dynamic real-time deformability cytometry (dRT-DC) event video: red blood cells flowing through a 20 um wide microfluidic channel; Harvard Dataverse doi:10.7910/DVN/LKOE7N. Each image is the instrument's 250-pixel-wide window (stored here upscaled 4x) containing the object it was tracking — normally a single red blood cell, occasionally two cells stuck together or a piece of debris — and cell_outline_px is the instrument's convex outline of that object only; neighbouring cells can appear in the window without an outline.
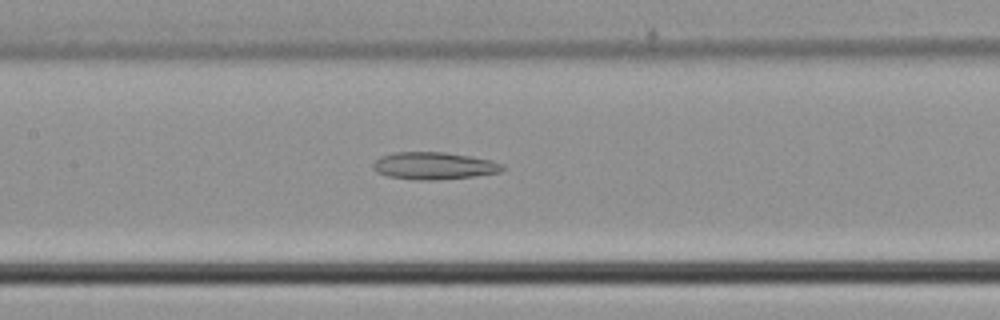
{"species": "common noctule bat (a hibernating species)", "species_latin": "Nyctalus noctula", "temperature_condition": "cold", "stored_images_in_passage": 45, "camera_frame_rate_fps": 3000, "um_per_image_px": 0.085, "animal": {"sex": "male", "body_mass_g": 21.5, "forearm_length_mm": 52.0}, "frame": {"image": 1, "passage_image": 21, "time_ms": 6.667, "image_size_px": [1000, 320], "cell_outline_px": [[504, 168], [500, 172], [472, 176], [436, 180], [416, 180], [388, 176], [376, 172], [372, 168], [372, 164], [376, 160], [384, 156], [396, 152], [444, 152], [468, 156], [488, 160], [504, 164]], "centroid_in_image_um": [36.86, 14.1], "position_along_channel_um": 170.5, "area_um2": 20.29}}
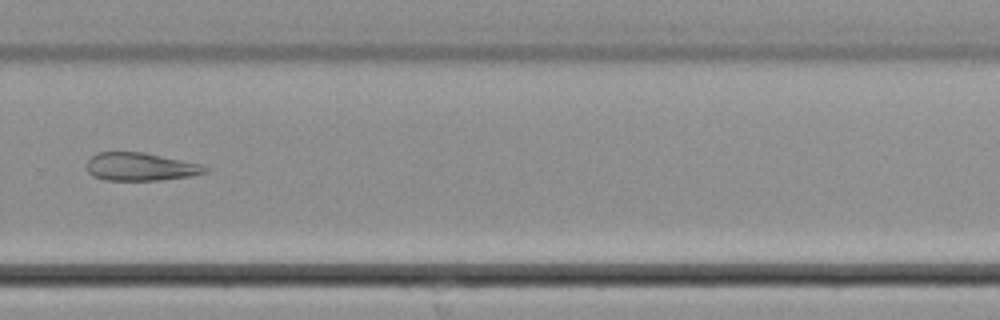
{"frame": {"image": 2, "passage_image": 31, "time_ms": 10.0, "image_size_px": [1000, 320], "cell_outline_px": [[208, 172], [188, 176], [160, 180], [104, 180], [92, 176], [88, 172], [88, 160], [96, 152], [144, 152], [200, 164], [208, 168]], "centroid_in_image_um": [11.91, 14.17], "position_along_channel_um": 317.9, "area_um2": 19.19}}
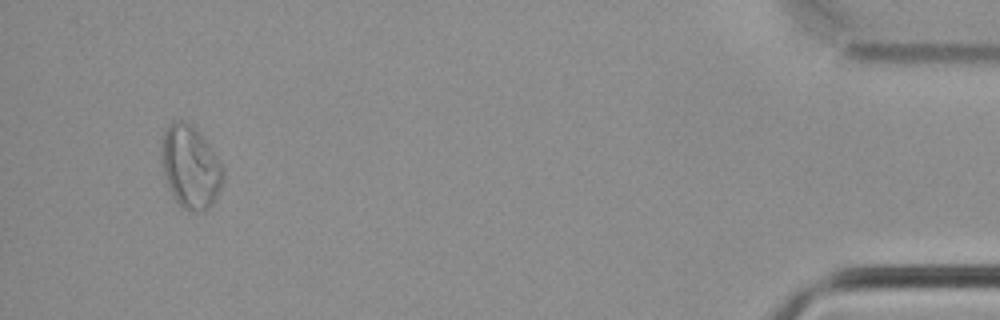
{"frame": {"image": 3, "passage_image": 43, "time_ms": 14.0, "image_size_px": [1000, 320], "cell_outline_px": [[224, 180], [216, 200], [204, 212], [188, 212], [176, 200], [168, 188], [164, 176], [160, 152], [160, 148], [164, 132], [172, 120], [180, 120], [196, 128], [200, 132], [220, 160], [224, 168]], "centroid_in_image_um": [16.2, 14.21], "position_along_channel_um": 419.0, "area_um2": 30.23}}